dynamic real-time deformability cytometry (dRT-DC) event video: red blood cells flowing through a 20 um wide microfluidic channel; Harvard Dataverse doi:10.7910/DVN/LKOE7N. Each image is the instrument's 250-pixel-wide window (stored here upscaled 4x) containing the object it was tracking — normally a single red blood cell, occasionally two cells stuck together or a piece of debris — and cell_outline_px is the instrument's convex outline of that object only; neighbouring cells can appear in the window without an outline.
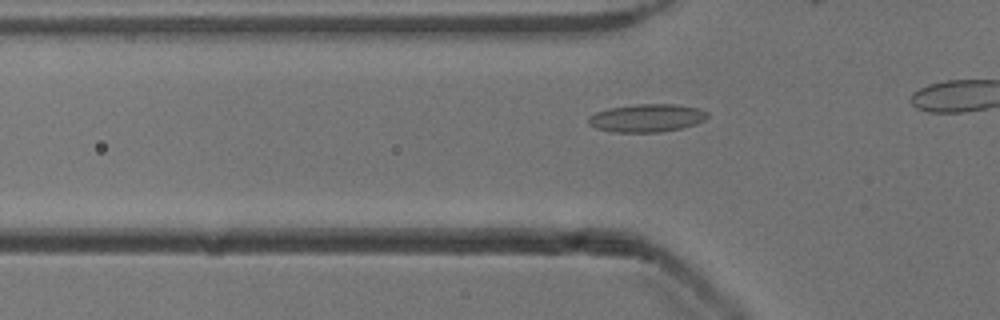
{"species": "common noctule bat (a hibernating species)", "species_latin": "Nyctalus noctula", "temperature_condition": "cold", "stored_images_in_passage": 12, "camera_frame_rate_fps": 3000, "um_per_image_px": 0.085, "animal": {"sex": "male", "body_mass_g": 13.3}, "frame": {"image": 1, "passage_image": 6, "time_ms": 1.667, "image_size_px": [1000, 320], "cell_outline_px": [[708, 116], [704, 120], [696, 124], [680, 128], [660, 132], [616, 132], [596, 128], [588, 124], [588, 116], [596, 112], [608, 108], [636, 104], [676, 104], [700, 108], [708, 112]], "centroid_in_image_um": [54.98, 10.02], "position_along_channel_um": 70.8, "area_um2": 19.48}}
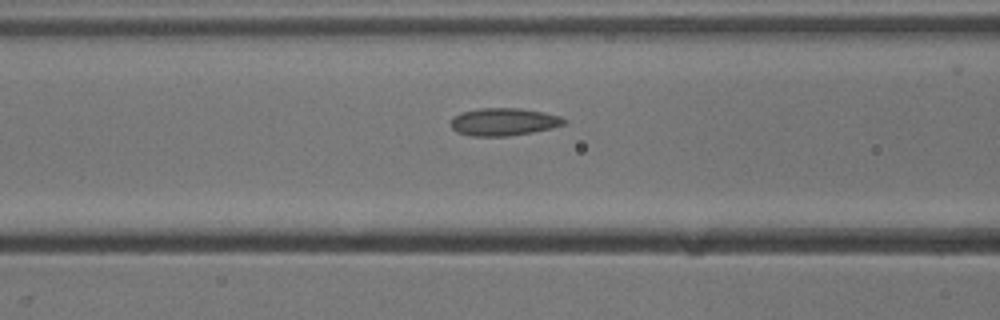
{"frame": {"image": 2, "passage_image": 10, "time_ms": 3.0, "image_size_px": [1000, 320], "cell_outline_px": [[568, 120], [564, 124], [552, 128], [532, 132], [508, 136], [472, 136], [456, 132], [452, 128], [452, 116], [460, 112], [480, 108], [520, 108], [544, 112], [560, 116]], "centroid_in_image_um": [42.81, 10.35], "position_along_channel_um": 123.8, "area_um2": 18.32}}